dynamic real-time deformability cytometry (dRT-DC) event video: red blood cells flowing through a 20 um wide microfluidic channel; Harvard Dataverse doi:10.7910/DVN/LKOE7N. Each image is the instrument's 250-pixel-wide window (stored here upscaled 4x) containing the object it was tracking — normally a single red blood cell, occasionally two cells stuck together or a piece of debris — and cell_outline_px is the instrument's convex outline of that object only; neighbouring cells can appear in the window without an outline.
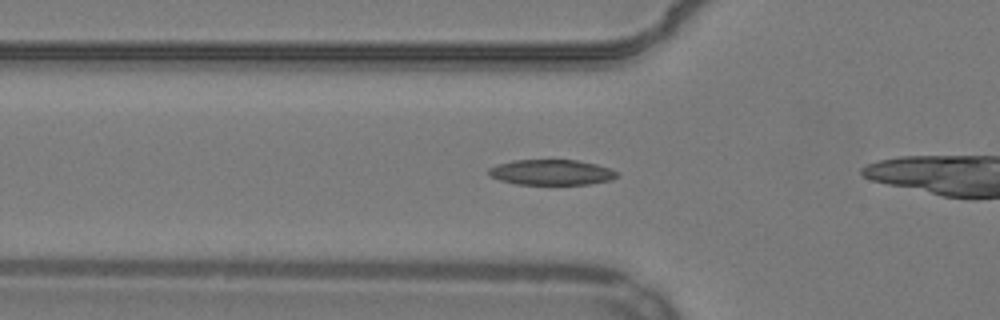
{"species": "common noctule bat (a hibernating species)", "species_latin": "Nyctalus noctula", "temperature_condition": "warm", "stored_images_in_passage": 37, "camera_frame_rate_fps": 3000, "um_per_image_px": 0.085, "animal": {"sex": "male", "body_mass_g": 19.2, "forearm_length_mm": 51.8}, "frame": {"image": 1, "passage_image": 9, "time_ms": 2.667, "image_size_px": [1000, 320], "cell_outline_px": [[620, 176], [612, 180], [588, 184], [516, 184], [500, 180], [488, 176], [488, 168], [496, 164], [512, 160], [576, 160], [596, 164], [608, 168], [616, 172]], "centroid_in_image_um": [46.83, 14.64], "position_along_channel_um": 79.0, "area_um2": 19.07}}
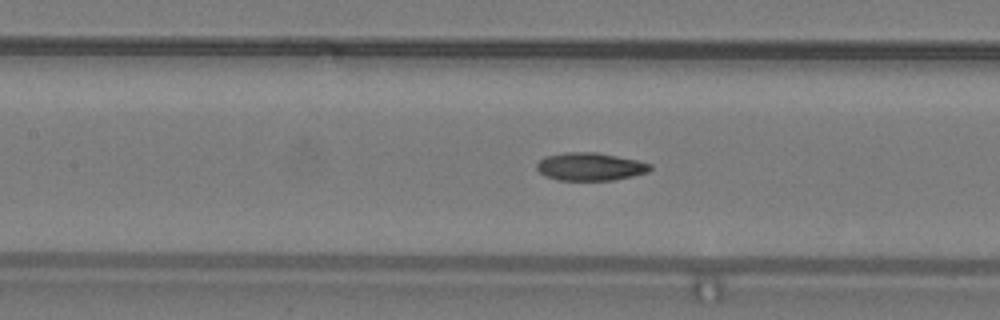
{"frame": {"image": 2, "passage_image": 15, "time_ms": 4.667, "image_size_px": [1000, 320], "cell_outline_px": [[652, 168], [648, 172], [632, 176], [612, 180], [560, 180], [544, 176], [536, 168], [536, 164], [544, 156], [564, 152], [596, 152], [636, 160], [652, 164]], "centroid_in_image_um": [50.14, 14.16], "position_along_channel_um": 157.3, "area_um2": 18.44}}
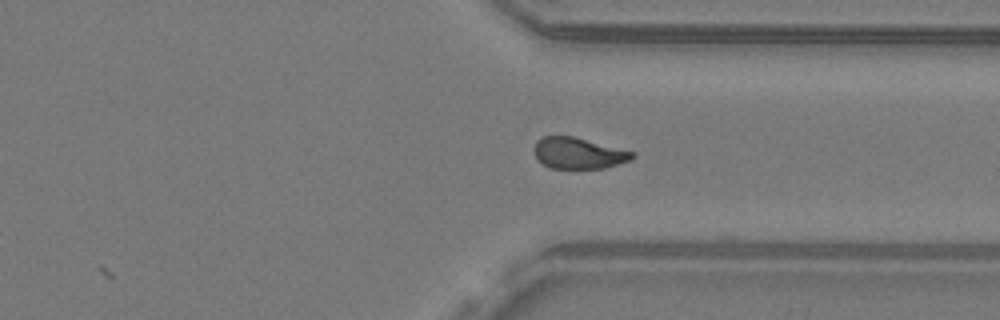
{"frame": {"image": 3, "passage_image": 31, "time_ms": 10.0, "image_size_px": [1000, 320], "cell_outline_px": [[636, 156], [632, 160], [604, 168], [552, 168], [544, 164], [536, 156], [536, 140], [544, 136], [572, 136], [636, 152]], "centroid_in_image_um": [49.24, 13.02], "position_along_channel_um": 362.2, "area_um2": 17.63}, "authors_computed_cell_mechanics": {"area_um2": 18.4382, "velocity_mm_per_s": 3.8491, "shape_relaxation_time_tau1_ms": 6.8503, "shape_relaxation_time_tau2_ms": 4.0608, "deformation_change_tau1": 0.1922, "deformation_change_tau2": 0.0992}}